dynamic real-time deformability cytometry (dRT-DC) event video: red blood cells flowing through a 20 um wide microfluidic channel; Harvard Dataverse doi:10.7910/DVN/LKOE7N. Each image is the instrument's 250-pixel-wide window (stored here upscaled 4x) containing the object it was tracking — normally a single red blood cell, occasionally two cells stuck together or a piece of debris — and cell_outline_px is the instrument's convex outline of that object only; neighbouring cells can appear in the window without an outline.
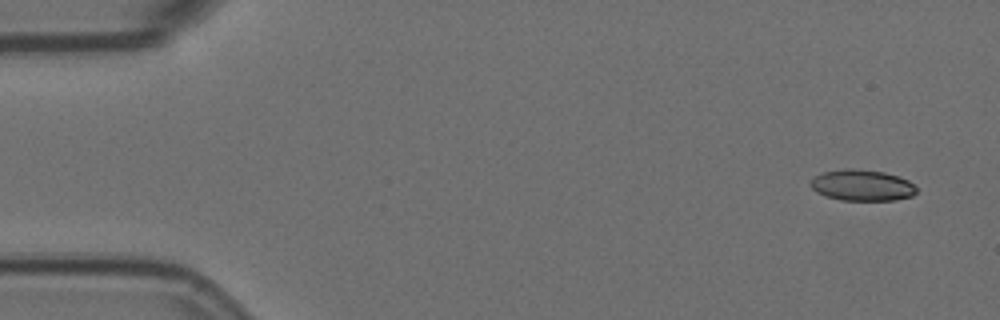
{"species": "Egyptian fruit bat (a non-hibernating species)", "species_latin": "Rousettus aegyptiacus", "temperature_condition": "room temperature", "stored_images_in_passage": 4, "camera_frame_rate_fps": 3000, "um_per_image_px": 0.085, "animal": {"sex": "female"}, "frame": {"image": 1, "passage_image": 1, "time_ms": 0.0, "image_size_px": [1000, 320], "cell_outline_px": [[916, 192], [912, 196], [896, 200], [840, 200], [824, 196], [816, 192], [812, 188], [812, 180], [816, 176], [824, 172], [844, 168], [852, 168], [884, 172], [900, 176], [908, 180], [916, 188]], "centroid_in_image_um": [73.29, 15.75], "position_along_channel_um": 11.7, "area_um2": 19.19}}
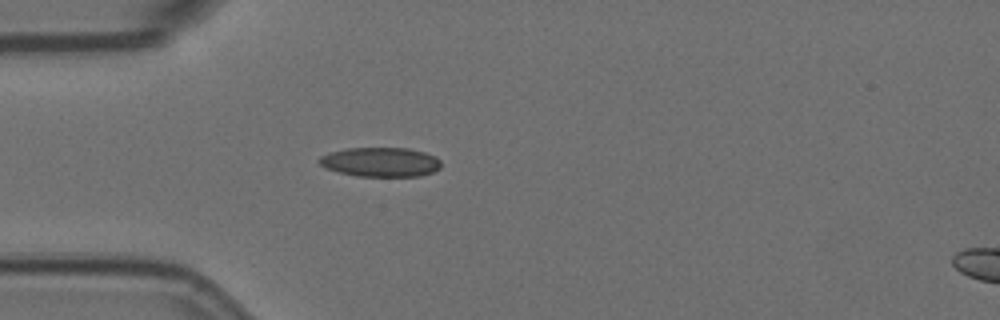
{"frame": {"image": 2, "passage_image": 4, "time_ms": 1.0, "image_size_px": [1000, 320], "cell_outline_px": [[440, 168], [432, 172], [420, 176], [356, 176], [324, 168], [316, 160], [320, 156], [328, 152], [348, 148], [408, 148], [424, 152], [436, 156], [440, 160]], "centroid_in_image_um": [32.32, 13.77], "position_along_channel_um": 52.7, "area_um2": 20.98}}